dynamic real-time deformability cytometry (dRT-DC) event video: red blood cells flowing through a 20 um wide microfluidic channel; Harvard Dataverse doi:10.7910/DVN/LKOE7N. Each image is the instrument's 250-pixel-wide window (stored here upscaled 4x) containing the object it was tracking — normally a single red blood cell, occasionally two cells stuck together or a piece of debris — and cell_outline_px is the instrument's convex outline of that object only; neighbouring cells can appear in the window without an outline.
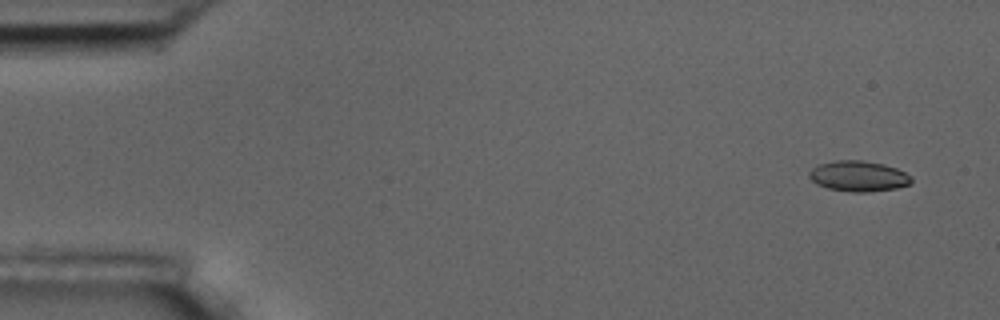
{"species": "common noctule bat (a hibernating species)", "species_latin": "Nyctalus noctula", "temperature_condition": "room temperature", "stored_images_in_passage": 6, "camera_frame_rate_fps": 3000, "um_per_image_px": 0.085, "animal": {"sex": "male", "body_mass_g": 17.5, "forearm_length_mm": 52.3}, "frame": {"image": 1, "passage_image": 1, "time_ms": 0.0, "image_size_px": [1000, 320], "cell_outline_px": [[912, 184], [896, 188], [868, 192], [852, 192], [828, 188], [816, 184], [808, 176], [808, 172], [812, 168], [820, 164], [836, 160], [864, 160], [884, 164], [896, 168], [912, 176]], "centroid_in_image_um": [72.98, 14.97], "position_along_channel_um": 12.0, "area_um2": 18.32}}
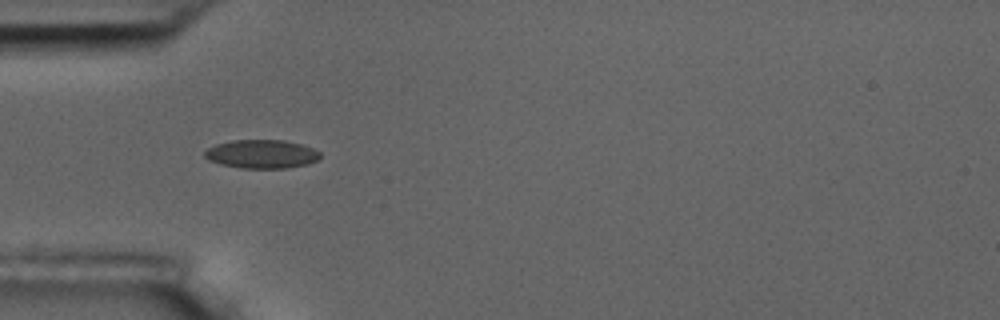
{"frame": {"image": 2, "passage_image": 5, "time_ms": 4.667, "image_size_px": [1000, 320], "cell_outline_px": [[320, 156], [316, 160], [308, 164], [284, 168], [240, 168], [220, 164], [208, 160], [204, 156], [204, 152], [208, 148], [216, 144], [232, 140], [284, 140], [300, 144], [312, 148], [320, 152]], "centroid_in_image_um": [22.21, 13.09], "position_along_channel_um": 62.8, "area_um2": 19.19}}